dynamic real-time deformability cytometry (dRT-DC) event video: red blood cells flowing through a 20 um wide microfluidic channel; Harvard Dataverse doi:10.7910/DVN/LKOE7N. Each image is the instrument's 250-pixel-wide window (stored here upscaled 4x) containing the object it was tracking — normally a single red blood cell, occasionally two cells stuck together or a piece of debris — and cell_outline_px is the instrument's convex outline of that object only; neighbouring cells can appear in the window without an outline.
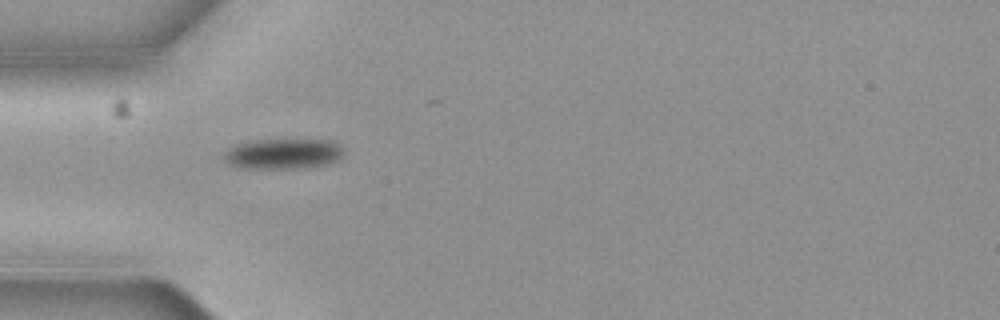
{"species": "common noctule bat (a hibernating species)", "species_latin": "Nyctalus noctula", "temperature_condition": "cold", "stored_images_in_passage": 2, "camera_frame_rate_fps": 3000, "um_per_image_px": 0.085, "animal": {"sex": "female", "body_mass_g": 19.3, "forearm_length_mm": 54.1}, "frame": {"image": 1, "passage_image": 1, "time_ms": 0.0, "image_size_px": [1000, 320], "cell_outline_px": [[340, 156], [336, 160], [324, 164], [296, 168], [244, 168], [232, 164], [224, 156], [224, 152], [228, 148], [236, 144], [248, 140], [296, 136], [332, 140], [340, 144]], "centroid_in_image_um": [24.07, 12.98], "position_along_channel_um": 60.9, "area_um2": 21.91}}
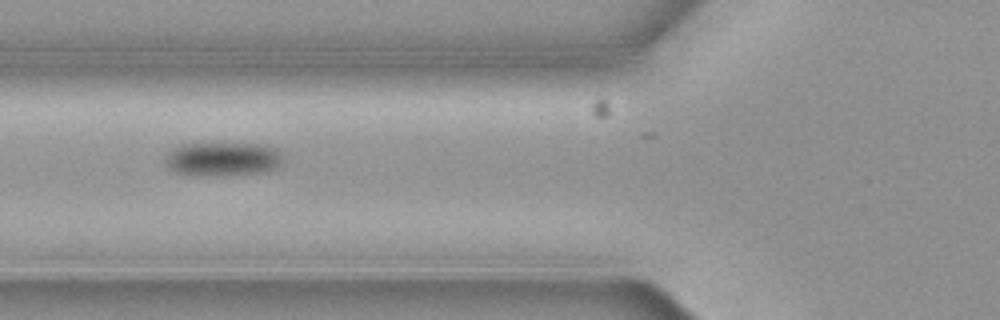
{"frame": {"image": 2, "passage_image": 2, "time_ms": 0.333, "image_size_px": [1000, 320], "cell_outline_px": [[280, 160], [276, 168], [268, 172], [224, 176], [184, 176], [168, 168], [164, 164], [164, 156], [172, 148], [180, 144], [200, 140], [264, 144], [276, 148], [280, 152]], "centroid_in_image_um": [18.82, 13.48], "position_along_channel_um": 107.0, "area_um2": 25.03}}